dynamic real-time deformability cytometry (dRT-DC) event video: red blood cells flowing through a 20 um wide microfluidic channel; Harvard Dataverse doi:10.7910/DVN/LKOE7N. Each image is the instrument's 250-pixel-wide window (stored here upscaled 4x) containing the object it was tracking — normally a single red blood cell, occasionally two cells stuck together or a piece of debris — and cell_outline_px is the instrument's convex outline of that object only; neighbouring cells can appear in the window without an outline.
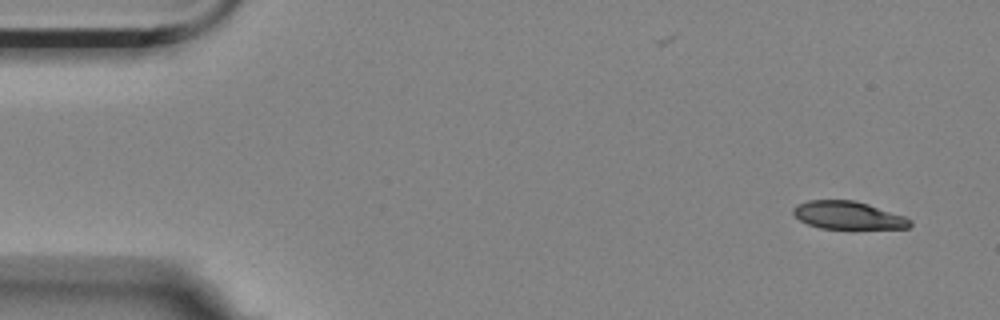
{"species": "Egyptian fruit bat (a non-hibernating species)", "species_latin": "Rousettus aegyptiacus", "temperature_condition": "room temperature", "stored_images_in_passage": 55, "camera_frame_rate_fps": 3000, "um_per_image_px": 0.085, "animal": {"sex": "female"}, "frame": {"image": 1, "passage_image": 1, "time_ms": 0.0, "image_size_px": [1000, 320], "cell_outline_px": [[912, 224], [908, 228], [820, 228], [808, 224], [800, 220], [792, 212], [792, 208], [796, 204], [808, 200], [856, 200], [904, 216], [912, 220]], "centroid_in_image_um": [72.06, 18.29], "position_along_channel_um": 12.9, "area_um2": 18.84}}
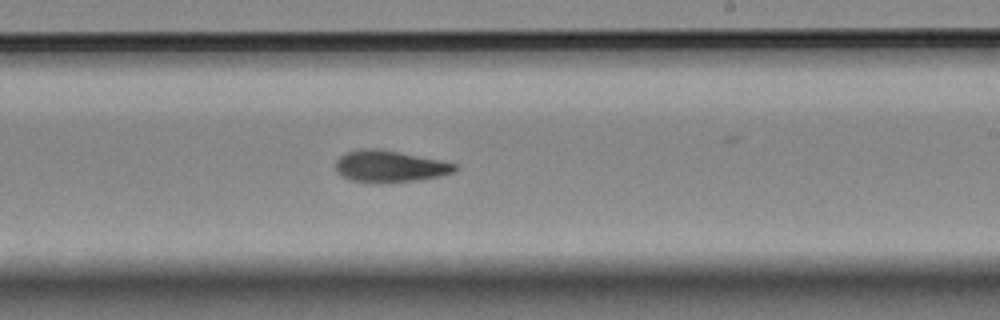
{"frame": {"image": 2, "passage_image": 31, "time_ms": 10.0, "image_size_px": [1000, 320], "cell_outline_px": [[460, 168], [456, 172], [440, 176], [416, 180], [384, 184], [352, 180], [336, 172], [336, 160], [340, 156], [348, 152], [360, 148], [380, 148], [456, 164]], "centroid_in_image_um": [33.13, 14.15], "position_along_channel_um": 255.9, "area_um2": 22.08}}
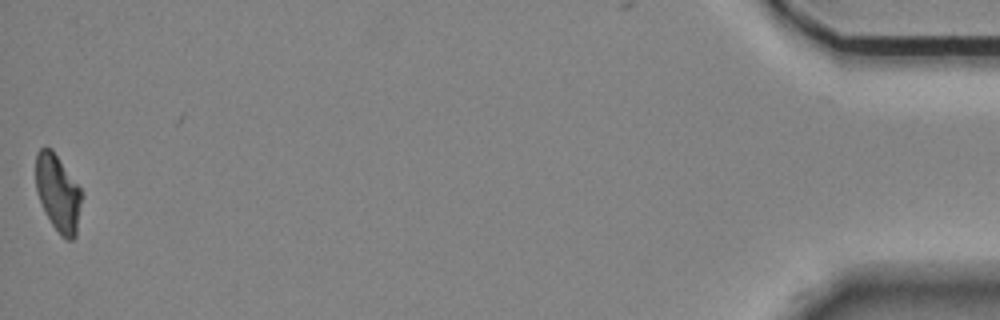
{"frame": {"image": 3, "passage_image": 54, "time_ms": 17.667, "image_size_px": [1000, 320], "cell_outline_px": [[84, 196], [76, 236], [72, 240], [68, 240], [60, 236], [44, 212], [36, 192], [36, 152], [40, 148], [52, 148], [80, 188]], "centroid_in_image_um": [4.95, 16.44], "position_along_channel_um": 430.3, "area_um2": 20.92}, "authors_computed_cell_mechanics": {"area_um2": 21.4438, "velocity_mm_per_s": 3.5179, "shape_relaxation_time_tau1_ms": 5.1581, "shape_relaxation_time_tau2_ms": 5.0142, "deformation_change_tau1": 0.1732, "deformation_change_tau2": 0.1047}}